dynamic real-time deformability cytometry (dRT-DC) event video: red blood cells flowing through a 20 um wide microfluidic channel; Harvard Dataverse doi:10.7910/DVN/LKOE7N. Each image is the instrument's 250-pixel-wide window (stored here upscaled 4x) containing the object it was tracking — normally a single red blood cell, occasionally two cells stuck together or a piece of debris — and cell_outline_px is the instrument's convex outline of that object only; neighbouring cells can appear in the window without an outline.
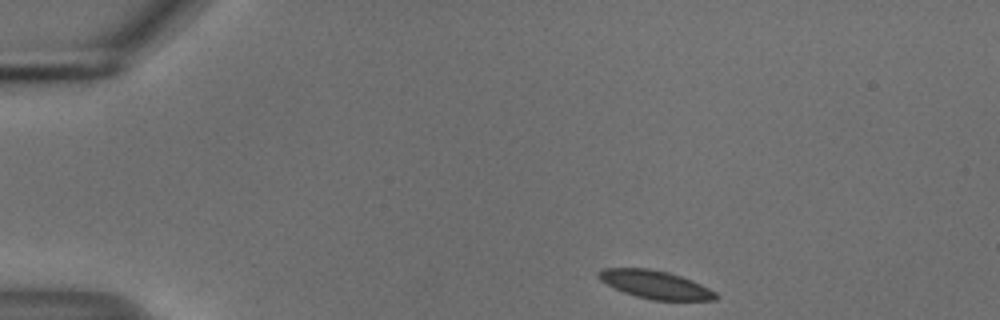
{"species": "common noctule bat (a hibernating species)", "species_latin": "Nyctalus noctula", "temperature_condition": "cold", "stored_images_in_passage": 46, "camera_frame_rate_fps": 3000, "um_per_image_px": 0.085, "animal": {"sex": "male", "body_mass_g": 18.8}, "frame": {"image": 1, "passage_image": 1, "time_ms": 0.0, "image_size_px": [1000, 320], "cell_outline_px": [[720, 296], [716, 300], [652, 300], [636, 296], [624, 292], [600, 280], [596, 276], [596, 272], [604, 268], [648, 268], [668, 272], [692, 280], [716, 292]], "centroid_in_image_um": [55.7, 24.19], "position_along_channel_um": 29.3, "area_um2": 19.13}}
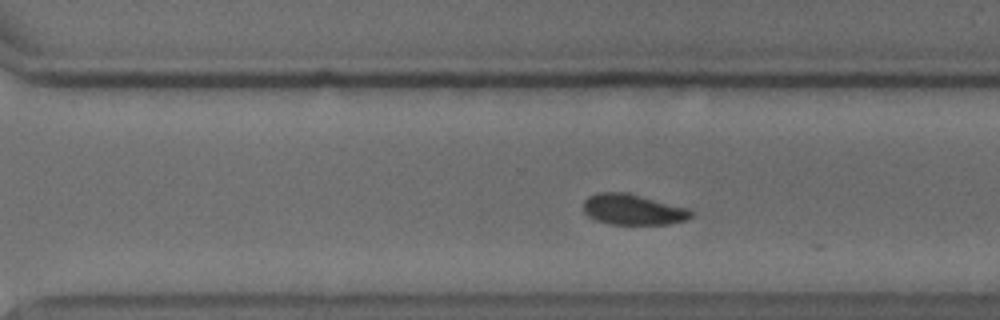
{"frame": {"image": 2, "passage_image": 30, "time_ms": 9.667, "image_size_px": [1000, 320], "cell_outline_px": [[692, 216], [688, 220], [668, 224], [608, 224], [596, 220], [588, 216], [584, 212], [584, 200], [588, 196], [596, 192], [628, 192], [688, 208], [692, 212]], "centroid_in_image_um": [53.79, 17.8], "position_along_channel_um": 316.8, "area_um2": 19.42}}
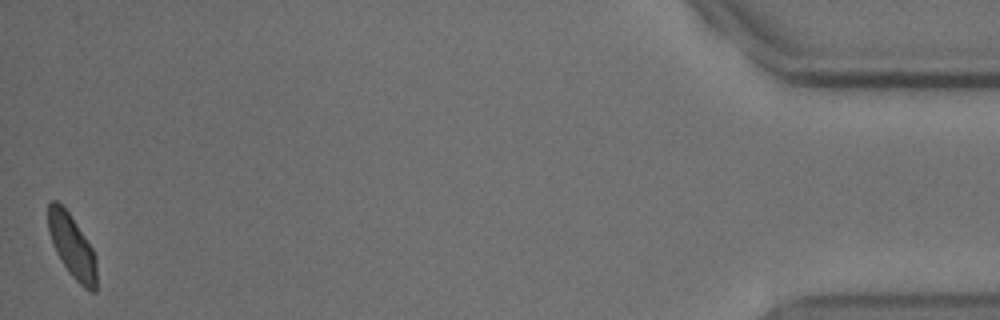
{"frame": {"image": 3, "passage_image": 46, "time_ms": 15.0, "image_size_px": [1000, 320], "cell_outline_px": [[96, 292], [92, 292], [84, 288], [68, 272], [52, 240], [48, 228], [48, 204], [52, 200], [56, 200], [68, 212], [92, 248], [96, 256]], "centroid_in_image_um": [6.15, 20.94], "position_along_channel_um": 429.1, "area_um2": 17.28}, "authors_computed_cell_mechanics": {"area_um2": 19.4208, "velocity_mm_per_s": 3.6871, "shape_relaxation_time_tau1_ms": null, "shape_relaxation_time_tau2_ms": 9.3978, "deformation_change_tau1": null, "deformation_change_tau2": 0.1332}}